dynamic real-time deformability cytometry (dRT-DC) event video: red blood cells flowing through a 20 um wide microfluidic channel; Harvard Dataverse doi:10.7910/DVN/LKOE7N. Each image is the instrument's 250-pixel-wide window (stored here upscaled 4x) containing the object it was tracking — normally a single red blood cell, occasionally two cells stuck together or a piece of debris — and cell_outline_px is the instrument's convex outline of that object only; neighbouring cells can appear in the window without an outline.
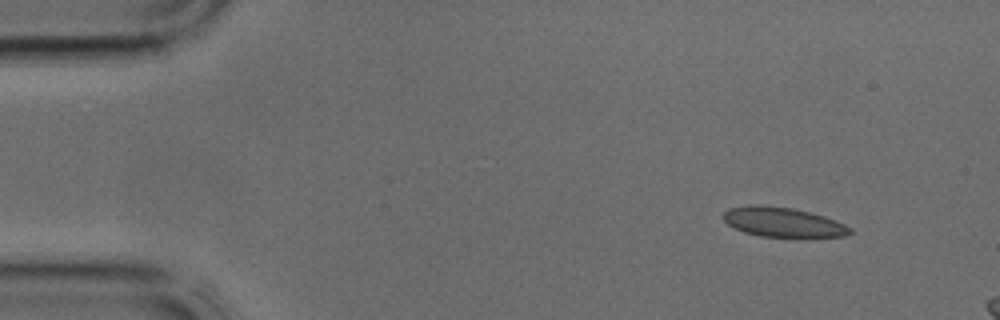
{"species": "common noctule bat (a hibernating species)", "species_latin": "Nyctalus noctula", "temperature_condition": "cold", "stored_images_in_passage": 3, "camera_frame_rate_fps": 3000, "um_per_image_px": 0.085, "animal": {"sex": "male", "body_mass_g": 17.9, "forearm_length_mm": 54.2}, "frame": {"image": 1, "passage_image": 1, "time_ms": 0.0, "image_size_px": [1000, 320], "cell_outline_px": [[852, 232], [844, 236], [808, 240], [804, 240], [760, 236], [744, 232], [728, 224], [724, 220], [724, 212], [728, 208], [748, 204], [760, 204], [792, 208], [824, 216], [844, 224], [852, 228]], "centroid_in_image_um": [66.6, 18.93], "position_along_channel_um": 18.4, "area_um2": 22.83}}